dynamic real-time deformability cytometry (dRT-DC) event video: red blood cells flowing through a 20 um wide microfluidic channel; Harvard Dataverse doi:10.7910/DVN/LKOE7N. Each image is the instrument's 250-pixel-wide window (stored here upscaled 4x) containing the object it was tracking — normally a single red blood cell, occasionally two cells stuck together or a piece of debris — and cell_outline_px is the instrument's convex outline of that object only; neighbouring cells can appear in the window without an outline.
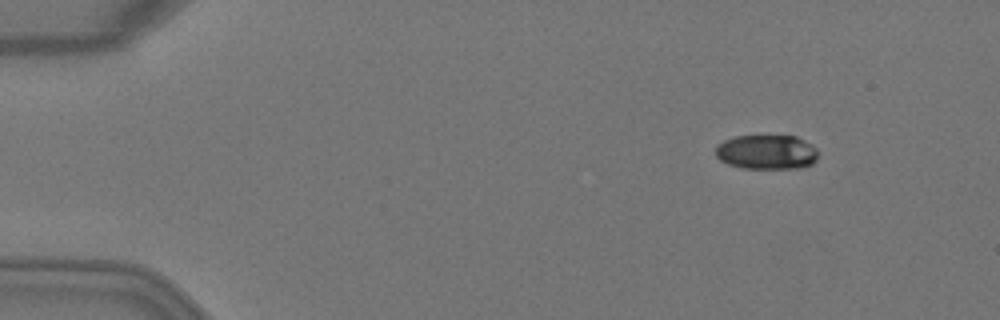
{"species": "Egyptian fruit bat (a non-hibernating species)", "species_latin": "Rousettus aegyptiacus", "temperature_condition": "warm", "stored_images_in_passage": 50, "camera_frame_rate_fps": 3000, "um_per_image_px": 0.085, "animal": {"sex": "female"}, "frame": {"image": 1, "passage_image": 6, "time_ms": 1.667, "image_size_px": [1000, 320], "cell_outline_px": [[816, 160], [812, 164], [800, 168], [740, 168], [728, 164], [720, 160], [716, 156], [716, 144], [724, 140], [736, 136], [796, 136], [812, 144], [816, 148]], "centroid_in_image_um": [65.15, 12.93], "position_along_channel_um": 19.9, "area_um2": 20.69}}
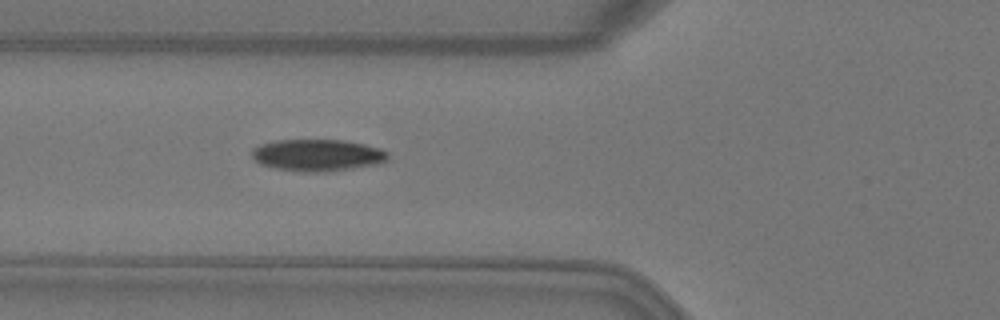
{"frame": {"image": 2, "passage_image": 19, "time_ms": 6.0, "image_size_px": [1000, 320], "cell_outline_px": [[388, 160], [380, 164], [324, 172], [304, 172], [276, 168], [260, 164], [252, 156], [252, 148], [260, 144], [276, 140], [344, 140], [364, 144], [380, 148], [388, 152]], "centroid_in_image_um": [27.0, 13.19], "position_along_channel_um": 98.8, "area_um2": 25.32}}
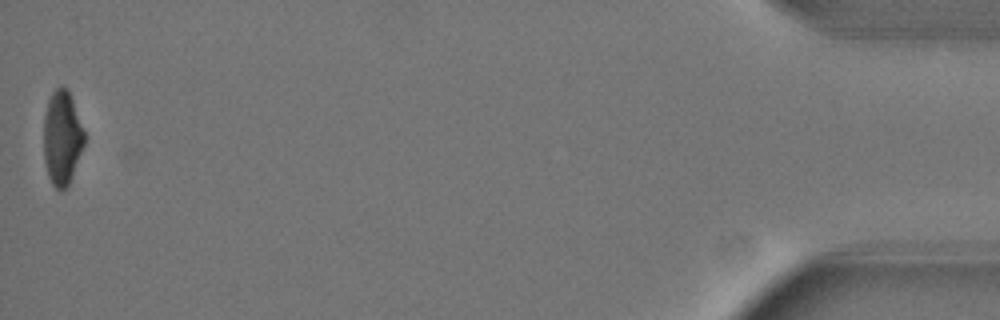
{"frame": {"image": 3, "passage_image": 50, "time_ms": 16.333, "image_size_px": [1000, 320], "cell_outline_px": [[84, 144], [68, 188], [60, 192], [52, 184], [48, 176], [44, 160], [44, 116], [48, 100], [52, 92], [60, 84], [68, 88], [84, 132]], "centroid_in_image_um": [5.26, 11.73], "position_along_channel_um": 429.9, "area_um2": 22.43}, "authors_computed_cell_mechanics": {"area_um2": 24.2182, "velocity_mm_per_s": 4.0751, "shape_relaxation_time_tau1_ms": 3.9888, "shape_relaxation_time_tau2_ms": 2.0519, "deformation_change_tau1": 0.1554, "deformation_change_tau2": 0.0606}}